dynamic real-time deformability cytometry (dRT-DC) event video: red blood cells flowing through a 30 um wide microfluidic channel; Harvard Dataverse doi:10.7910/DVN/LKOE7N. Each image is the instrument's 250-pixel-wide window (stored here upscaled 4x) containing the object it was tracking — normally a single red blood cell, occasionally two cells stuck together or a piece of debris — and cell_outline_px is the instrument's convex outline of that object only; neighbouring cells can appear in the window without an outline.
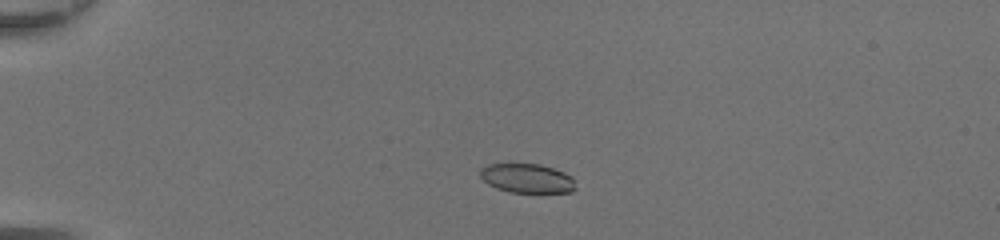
{"species": "common noctule bat (a hibernating species)", "species_latin": "Nyctalus noctula", "temperature_condition": "room temperature", "stored_images_in_passage": 45, "camera_frame_rate_fps": 3000, "um_per_image_px": 0.085, "animal": {"sex": "female", "body_mass_g": 20.0, "forearm_length_mm": 54.0}, "frame": {"image": 1, "passage_image": 9, "time_ms": 2.667, "image_size_px": [1000, 240], "cell_outline_px": [[576, 188], [572, 192], [508, 192], [496, 188], [488, 184], [480, 176], [480, 168], [488, 164], [540, 164], [564, 172], [572, 176]], "centroid_in_image_um": [44.8, 15.16], "position_along_channel_um": 40.2, "area_um2": 16.24}}
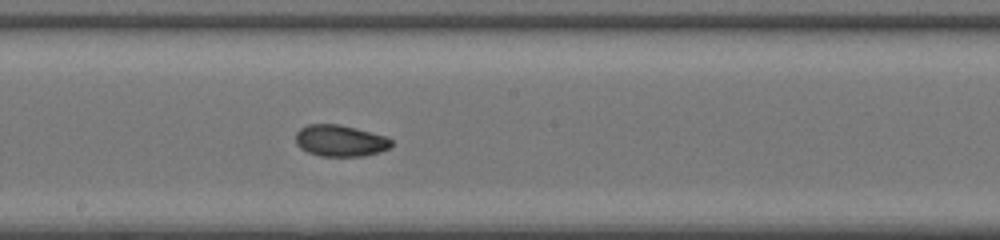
{"frame": {"image": 2, "passage_image": 25, "time_ms": 8.0, "image_size_px": [1000, 240], "cell_outline_px": [[392, 144], [388, 148], [380, 152], [364, 156], [320, 156], [308, 152], [300, 148], [296, 144], [296, 132], [300, 128], [308, 124], [340, 124], [388, 136], [392, 140]], "centroid_in_image_um": [28.93, 11.95], "position_along_channel_um": 219.3, "area_um2": 17.74}}
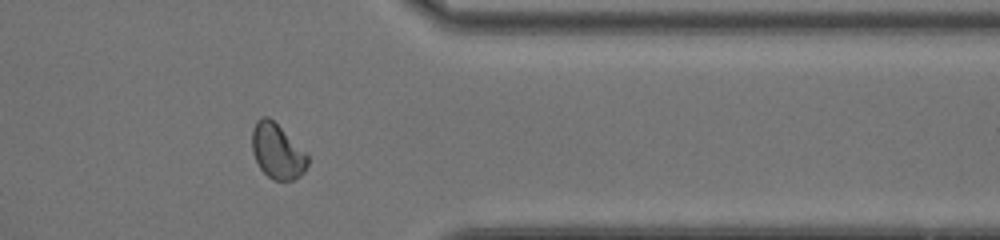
{"frame": {"image": 3, "passage_image": 37, "time_ms": 12.0, "image_size_px": [1000, 240], "cell_outline_px": [[308, 164], [304, 172], [300, 176], [292, 180], [272, 180], [260, 168], [252, 152], [252, 128], [256, 120], [260, 116], [268, 116], [308, 156]], "centroid_in_image_um": [23.53, 12.87], "position_along_channel_um": 387.9, "area_um2": 17.51}, "authors_computed_cell_mechanics": {"area_um2": 17.7446, "velocity_mm_per_s": 4.3825, "shape_relaxation_time_tau1_ms": 4.6723, "shape_relaxation_time_tau2_ms": 2.7185, "deformation_change_tau1": 0.1265, "deformation_change_tau2": 0.059}}